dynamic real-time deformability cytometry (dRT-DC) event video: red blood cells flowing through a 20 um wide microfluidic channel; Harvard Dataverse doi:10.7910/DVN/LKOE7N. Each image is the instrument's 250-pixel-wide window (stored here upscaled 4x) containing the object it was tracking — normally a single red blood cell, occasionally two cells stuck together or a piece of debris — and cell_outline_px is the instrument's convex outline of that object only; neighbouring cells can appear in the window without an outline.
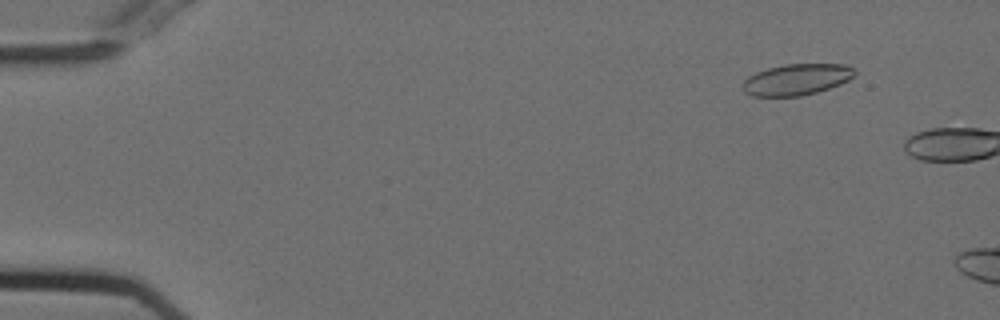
{"species": "Egyptian fruit bat (a non-hibernating species)", "species_latin": "Rousettus aegyptiacus", "temperature_condition": "cold", "stored_images_in_passage": 8, "camera_frame_rate_fps": 3000, "um_per_image_px": 0.085, "animal": {"sex": "female"}, "frame": {"image": 1, "passage_image": 6, "time_ms": 1.667, "image_size_px": [1000, 320], "cell_outline_px": [[856, 72], [848, 80], [840, 84], [816, 92], [800, 96], [752, 96], [744, 92], [744, 80], [748, 76], [756, 72], [768, 68], [784, 64], [844, 64], [852, 68]], "centroid_in_image_um": [67.69, 6.75], "position_along_channel_um": 17.3, "area_um2": 20.17}}